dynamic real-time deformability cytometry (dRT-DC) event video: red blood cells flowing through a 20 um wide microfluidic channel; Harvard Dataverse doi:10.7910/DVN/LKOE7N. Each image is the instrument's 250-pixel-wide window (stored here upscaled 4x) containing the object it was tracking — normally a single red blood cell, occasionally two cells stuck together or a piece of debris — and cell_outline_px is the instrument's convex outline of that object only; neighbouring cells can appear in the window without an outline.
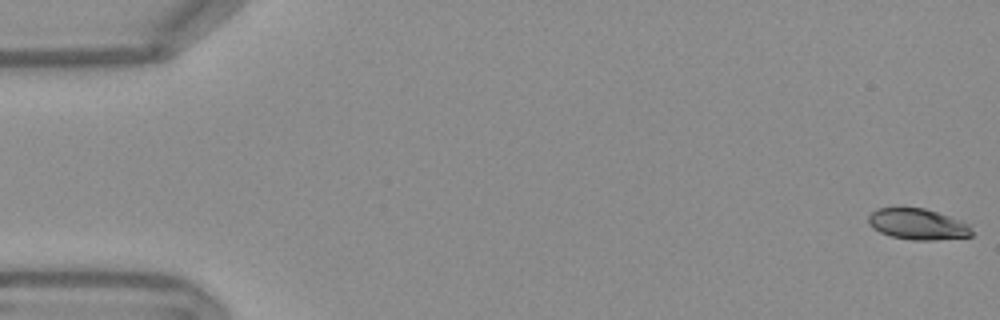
{"species": "Egyptian fruit bat (a non-hibernating species)", "species_latin": "Rousettus aegyptiacus", "temperature_condition": "warm", "stored_images_in_passage": 54, "camera_frame_rate_fps": 3000, "um_per_image_px": 0.085, "frame": {"image": 1, "passage_image": 1, "time_ms": 0.0, "image_size_px": [1000, 320], "cell_outline_px": [[972, 236], [936, 240], [912, 240], [892, 236], [880, 232], [872, 228], [868, 224], [868, 216], [876, 208], [924, 208], [960, 220], [968, 224], [972, 232]], "centroid_in_image_um": [77.98, 19.06], "position_along_channel_um": 7.0, "area_um2": 18.55}}
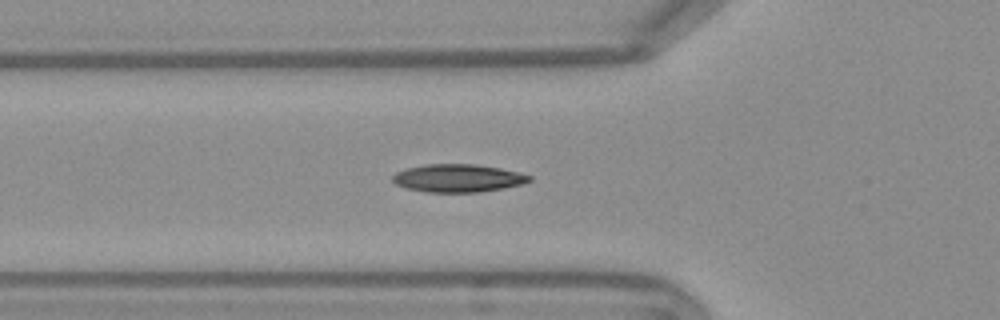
{"frame": {"image": 2, "passage_image": 19, "time_ms": 6.0, "image_size_px": [1000, 320], "cell_outline_px": [[532, 180], [520, 184], [504, 188], [480, 192], [428, 192], [404, 188], [396, 184], [392, 180], [392, 176], [396, 172], [408, 168], [424, 164], [476, 164], [500, 168], [532, 176]], "centroid_in_image_um": [38.9, 15.14], "position_along_channel_um": 86.9, "area_um2": 22.2}}
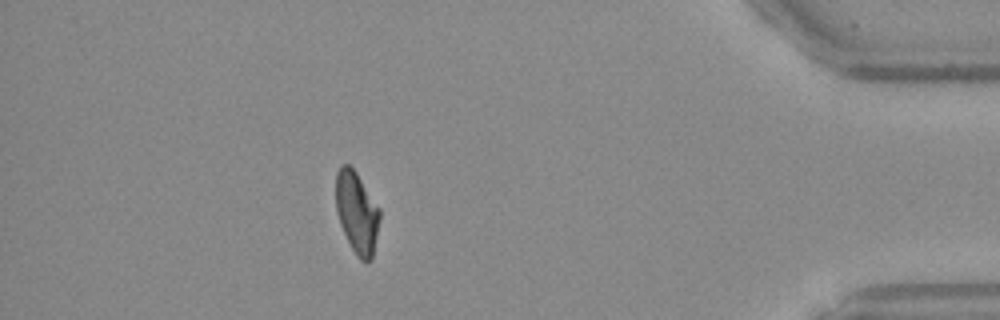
{"frame": {"image": 3, "passage_image": 48, "time_ms": 15.667, "image_size_px": [1000, 320], "cell_outline_px": [[380, 220], [372, 260], [368, 264], [360, 260], [356, 256], [340, 224], [336, 212], [336, 172], [340, 164], [348, 164], [356, 172], [380, 208]], "centroid_in_image_um": [30.34, 18.08], "position_along_channel_um": 404.9, "area_um2": 21.1}, "authors_computed_cell_mechanics": {"area_um2": 21.1548, "velocity_mm_per_s": 3.7863, "shape_relaxation_time_tau1_ms": 7.2434, "shape_relaxation_time_tau2_ms": 2.5193, "deformation_change_tau1": 0.1978, "deformation_change_tau2": 0.0725}}